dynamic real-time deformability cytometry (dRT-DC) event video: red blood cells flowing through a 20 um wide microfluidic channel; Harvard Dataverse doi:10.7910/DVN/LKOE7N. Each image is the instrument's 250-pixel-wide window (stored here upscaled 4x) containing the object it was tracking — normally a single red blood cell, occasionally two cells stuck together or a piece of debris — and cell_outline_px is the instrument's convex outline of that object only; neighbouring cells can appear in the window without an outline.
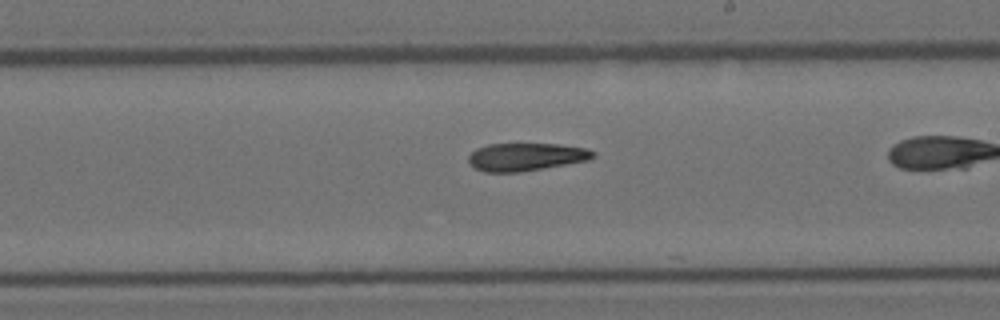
{"species": "Egyptian fruit bat (a non-hibernating species)", "species_latin": "Rousettus aegyptiacus", "temperature_condition": "room temperature", "stored_images_in_passage": 37, "camera_frame_rate_fps": 3000, "um_per_image_px": 0.085, "animal": {"sex": "female"}, "frame": {"image": 1, "passage_image": 27, "time_ms": 8.667, "image_size_px": [1000, 320], "cell_outline_px": [[596, 156], [588, 160], [520, 172], [484, 172], [468, 164], [468, 156], [476, 148], [488, 144], [560, 144], [588, 148], [596, 152]], "centroid_in_image_um": [44.71, 13.33], "position_along_channel_um": 244.3, "area_um2": 20.29}}
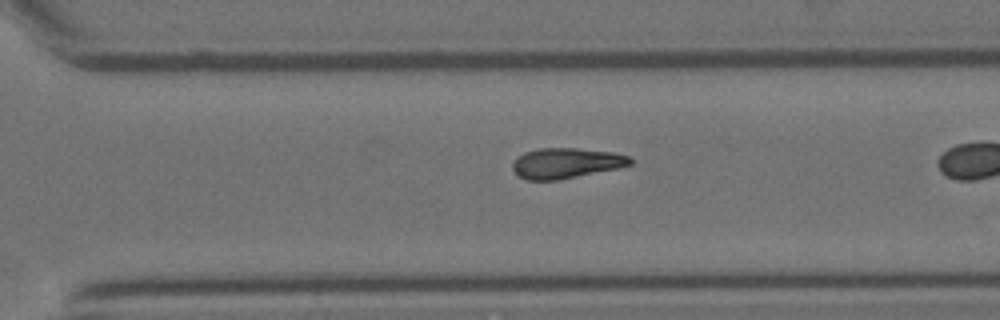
{"frame": {"image": 2, "passage_image": 33, "time_ms": 10.667, "image_size_px": [1000, 320], "cell_outline_px": [[632, 164], [616, 168], [556, 180], [528, 180], [520, 176], [512, 168], [512, 164], [524, 152], [540, 148], [576, 148], [612, 152], [628, 156], [632, 160]], "centroid_in_image_um": [48.11, 13.85], "position_along_channel_um": 322.5, "area_um2": 20.35}}
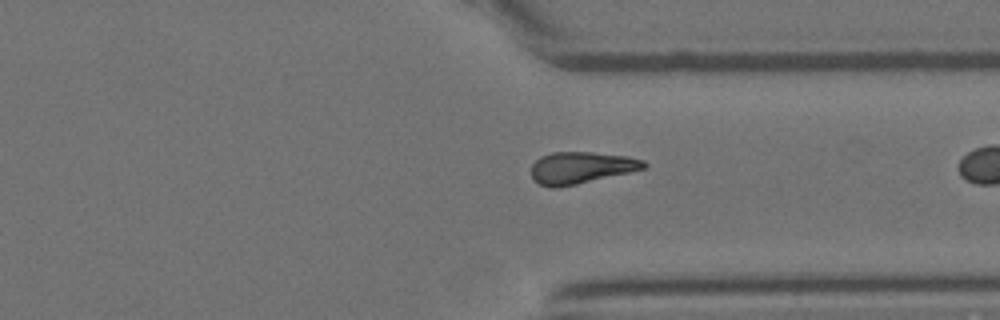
{"frame": {"image": 3, "passage_image": 36, "time_ms": 11.667, "image_size_px": [1000, 320], "cell_outline_px": [[648, 164], [644, 168], [628, 172], [576, 184], [556, 188], [552, 188], [540, 184], [532, 180], [532, 164], [540, 156], [552, 152], [592, 152], [628, 156], [644, 160]], "centroid_in_image_um": [49.36, 14.24], "position_along_channel_um": 362.0, "area_um2": 20.75}}